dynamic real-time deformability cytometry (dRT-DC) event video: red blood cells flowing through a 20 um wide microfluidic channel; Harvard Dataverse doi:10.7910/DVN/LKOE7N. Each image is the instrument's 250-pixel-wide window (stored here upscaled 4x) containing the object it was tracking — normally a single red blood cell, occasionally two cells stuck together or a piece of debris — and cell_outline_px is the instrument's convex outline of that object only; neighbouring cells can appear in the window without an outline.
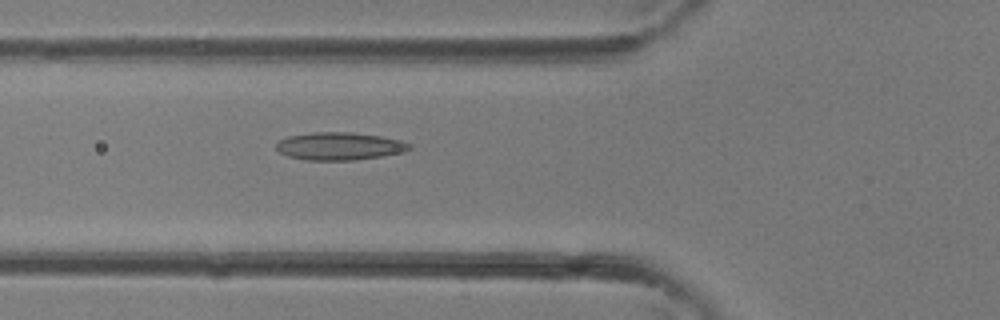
{"species": "common noctule bat (a hibernating species)", "species_latin": "Nyctalus noctula", "temperature_condition": "room temperature", "stored_images_in_passage": 37, "camera_frame_rate_fps": 3000, "um_per_image_px": 0.085, "animal": {"sex": "female"}, "frame": {"image": 1, "passage_image": 14, "time_ms": 4.333, "image_size_px": [1000, 320], "cell_outline_px": [[412, 148], [404, 152], [356, 160], [308, 160], [288, 156], [280, 152], [276, 148], [276, 144], [280, 140], [288, 136], [312, 132], [352, 132], [380, 136], [400, 140], [412, 144]], "centroid_in_image_um": [28.87, 12.42], "position_along_channel_um": 96.9, "area_um2": 21.5}}
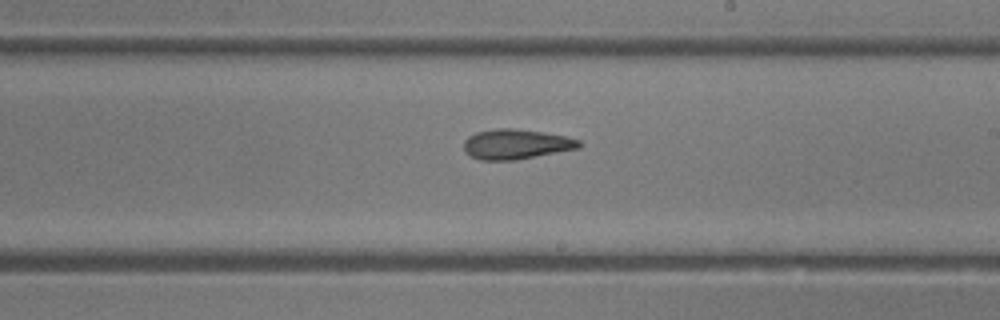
{"frame": {"image": 2, "passage_image": 22, "time_ms": 7.0, "image_size_px": [1000, 320], "cell_outline_px": [[584, 144], [580, 148], [516, 160], [480, 160], [464, 152], [464, 140], [468, 136], [476, 132], [496, 128], [512, 128], [540, 132], [564, 136], [580, 140]], "centroid_in_image_um": [43.86, 12.26], "position_along_channel_um": 245.1, "area_um2": 20.17}}
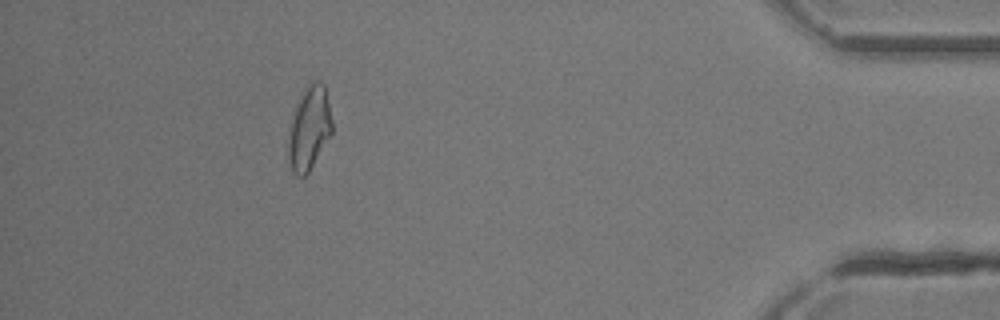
{"frame": {"image": 3, "passage_image": 34, "time_ms": 11.0, "image_size_px": [1000, 320], "cell_outline_px": [[332, 132], [308, 172], [304, 176], [296, 176], [292, 172], [288, 156], [288, 132], [292, 112], [304, 88], [312, 80], [320, 80], [324, 84], [332, 120]], "centroid_in_image_um": [26.25, 10.86], "position_along_channel_um": 408.9, "area_um2": 21.39}}